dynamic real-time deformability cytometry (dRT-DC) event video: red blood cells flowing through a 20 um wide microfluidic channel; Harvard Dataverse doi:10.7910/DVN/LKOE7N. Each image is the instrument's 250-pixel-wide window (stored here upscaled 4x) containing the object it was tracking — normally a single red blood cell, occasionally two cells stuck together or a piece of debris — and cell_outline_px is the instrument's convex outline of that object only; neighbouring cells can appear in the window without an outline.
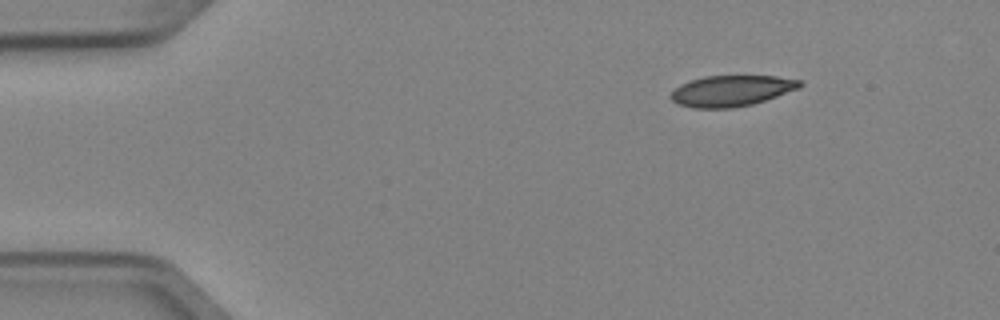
{"species": "Egyptian fruit bat (a non-hibernating species)", "species_latin": "Rousettus aegyptiacus", "temperature_condition": "cold", "stored_images_in_passage": 45, "camera_frame_rate_fps": 3000, "um_per_image_px": 0.085, "animal": {"sex": "female"}, "frame": {"image": 1, "passage_image": 1, "time_ms": 0.0, "image_size_px": [1000, 320], "cell_outline_px": [[804, 84], [800, 88], [752, 104], [732, 108], [692, 108], [676, 104], [668, 96], [680, 84], [704, 76], [776, 76], [800, 80]], "centroid_in_image_um": [62.15, 7.72], "position_along_channel_um": 22.9, "area_um2": 23.24}}
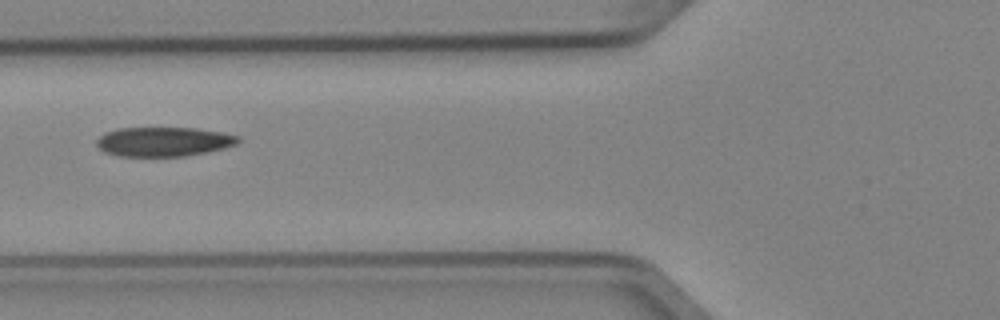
{"frame": {"image": 2, "passage_image": 14, "time_ms": 4.333, "image_size_px": [1000, 320], "cell_outline_px": [[240, 140], [236, 144], [224, 148], [208, 152], [184, 156], [120, 156], [104, 152], [96, 144], [96, 140], [104, 132], [116, 128], [196, 128], [220, 132], [240, 136]], "centroid_in_image_um": [13.89, 12.04], "position_along_channel_um": 111.9, "area_um2": 24.28}}
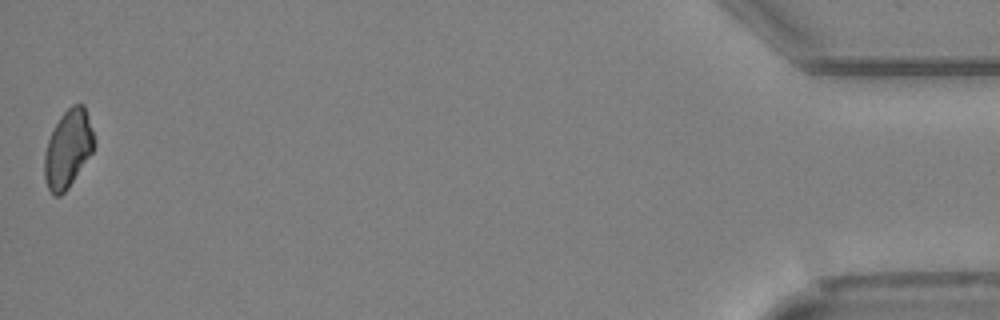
{"frame": {"image": 3, "passage_image": 45, "time_ms": 14.667, "image_size_px": [1000, 320], "cell_outline_px": [[96, 144], [92, 152], [68, 188], [60, 196], [52, 196], [48, 188], [44, 176], [44, 152], [48, 140], [60, 116], [72, 104], [84, 104], [96, 140]], "centroid_in_image_um": [5.78, 12.65], "position_along_channel_um": 429.4, "area_um2": 22.54}, "authors_computed_cell_mechanics": {"area_um2": 24.3916, "velocity_mm_per_s": 3.9734, "shape_relaxation_time_tau1_ms": 9.7322, "shape_relaxation_time_tau2_ms": null, "deformation_change_tau1": 0.155, "deformation_change_tau2": null}}